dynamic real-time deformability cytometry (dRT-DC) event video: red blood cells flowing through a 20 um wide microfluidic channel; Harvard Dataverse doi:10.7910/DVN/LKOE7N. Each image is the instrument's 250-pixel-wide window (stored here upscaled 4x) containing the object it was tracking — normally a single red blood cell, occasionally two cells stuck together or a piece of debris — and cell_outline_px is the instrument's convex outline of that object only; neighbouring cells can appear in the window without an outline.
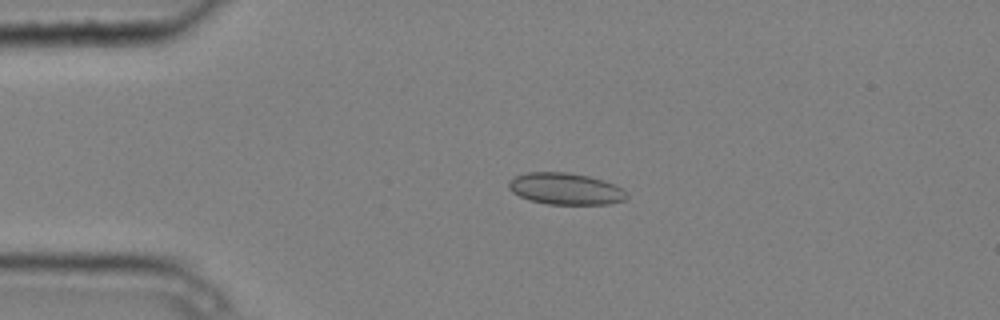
{"species": "common noctule bat (a hibernating species)", "species_latin": "Nyctalus noctula", "temperature_condition": "cold", "stored_images_in_passage": 2, "camera_frame_rate_fps": 3000, "um_per_image_px": 0.085, "animal": {"sex": "male", "body_mass_g": 20.4}, "frame": {"image": 1, "passage_image": 1, "time_ms": 0.0, "image_size_px": [1000, 320], "cell_outline_px": [[628, 200], [608, 204], [548, 204], [528, 200], [512, 192], [508, 188], [508, 180], [524, 172], [568, 172], [588, 176], [604, 180], [620, 188], [628, 196]], "centroid_in_image_um": [48.04, 16.05], "position_along_channel_um": 37.0, "area_um2": 21.85}}